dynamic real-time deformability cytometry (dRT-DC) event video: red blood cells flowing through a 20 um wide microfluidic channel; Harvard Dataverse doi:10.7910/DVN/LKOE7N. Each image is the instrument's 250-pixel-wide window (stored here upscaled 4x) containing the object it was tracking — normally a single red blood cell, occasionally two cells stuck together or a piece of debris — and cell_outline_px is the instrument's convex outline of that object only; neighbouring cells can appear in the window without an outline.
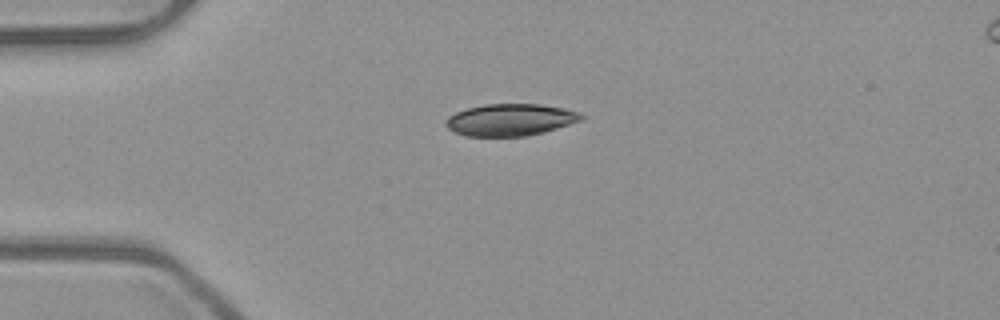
{"species": "common noctule bat (a hibernating species)", "species_latin": "Nyctalus noctula", "temperature_condition": "room temperature", "stored_images_in_passage": 4, "camera_frame_rate_fps": 3000, "um_per_image_px": 0.085, "animal": {"sex": "male", "body_mass_g": 23.1, "forearm_length_mm": 52.7}, "frame": {"image": 1, "passage_image": 1, "time_ms": 0.0, "image_size_px": [1000, 320], "cell_outline_px": [[584, 116], [580, 120], [544, 132], [524, 136], [468, 136], [456, 132], [448, 128], [448, 116], [456, 112], [468, 108], [484, 104], [540, 104], [564, 108], [580, 112]], "centroid_in_image_um": [43.4, 10.17], "position_along_channel_um": 41.6, "area_um2": 24.85}}
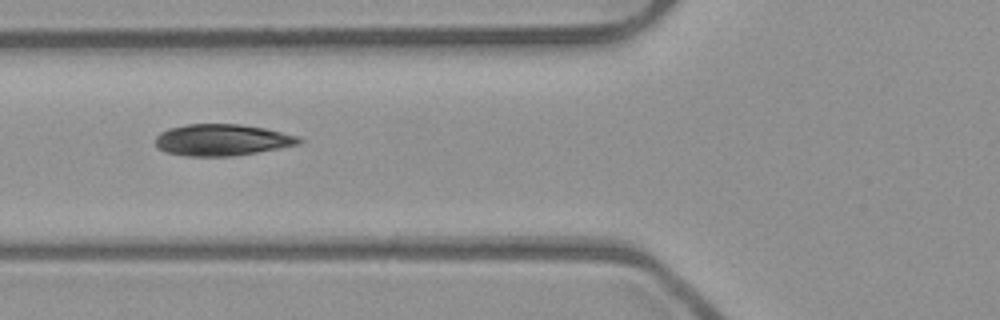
{"frame": {"image": 2, "passage_image": 3, "time_ms": 0.667, "image_size_px": [1000, 320], "cell_outline_px": [[304, 140], [300, 144], [280, 148], [232, 156], [188, 156], [164, 152], [156, 144], [156, 136], [160, 132], [168, 128], [188, 124], [240, 124], [264, 128], [296, 136]], "centroid_in_image_um": [18.86, 11.89], "position_along_channel_um": 106.9, "area_um2": 26.24}}
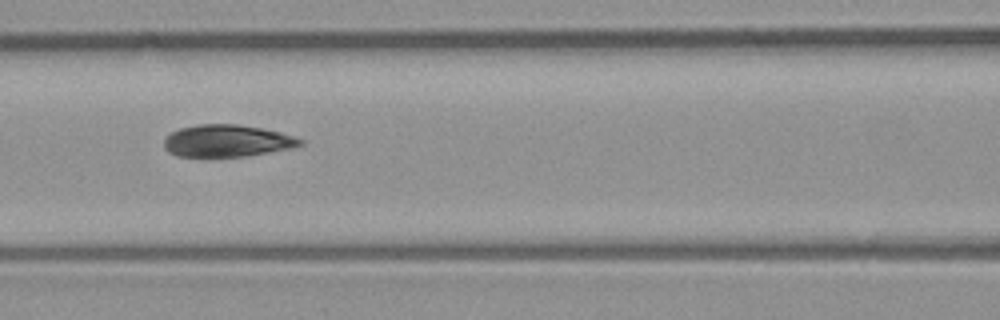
{"frame": {"image": 3, "passage_image": 4, "time_ms": 1.0, "image_size_px": [1000, 320], "cell_outline_px": [[304, 144], [292, 148], [244, 156], [176, 156], [168, 152], [164, 148], [164, 140], [172, 132], [180, 128], [196, 124], [236, 124], [264, 128], [280, 132], [304, 140]], "centroid_in_image_um": [19.3, 11.96], "position_along_channel_um": 147.3, "area_um2": 25.37}}